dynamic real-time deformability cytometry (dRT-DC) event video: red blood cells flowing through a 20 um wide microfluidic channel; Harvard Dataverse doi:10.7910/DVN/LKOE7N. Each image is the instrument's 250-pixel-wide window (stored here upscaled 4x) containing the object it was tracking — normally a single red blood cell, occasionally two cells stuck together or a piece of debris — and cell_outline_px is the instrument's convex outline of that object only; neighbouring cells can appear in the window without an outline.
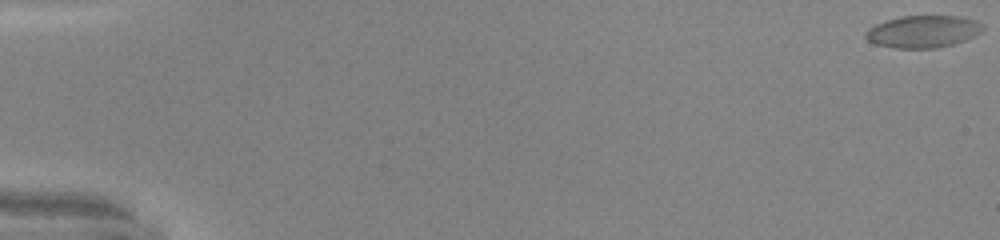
{"species": "common noctule bat (a hibernating species)", "species_latin": "Nyctalus noctula", "temperature_condition": "warm", "stored_images_in_passage": 52, "camera_frame_rate_fps": 3000, "um_per_image_px": 0.085, "animal": {"sex": "male", "body_mass_g": 20.0, "forearm_length_mm": 53.3}, "frame": {"image": 1, "passage_image": 1, "time_ms": 0.0, "image_size_px": [1000, 240], "cell_outline_px": [[984, 28], [980, 32], [964, 40], [952, 44], [936, 48], [896, 48], [876, 44], [868, 40], [864, 36], [864, 32], [868, 28], [876, 24], [900, 16], [960, 16], [972, 20], [980, 24]], "centroid_in_image_um": [78.4, 2.68], "position_along_channel_um": 6.6, "area_um2": 21.68}}
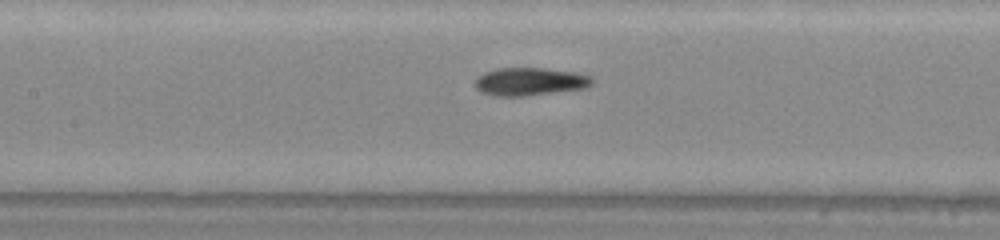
{"frame": {"image": 2, "passage_image": 26, "time_ms": 8.333, "image_size_px": [1000, 240], "cell_outline_px": [[592, 84], [588, 88], [524, 96], [492, 96], [480, 92], [476, 88], [476, 76], [484, 72], [496, 68], [544, 68], [572, 72], [588, 76], [592, 80]], "centroid_in_image_um": [44.98, 6.94], "position_along_channel_um": 162.4, "area_um2": 19.07}}
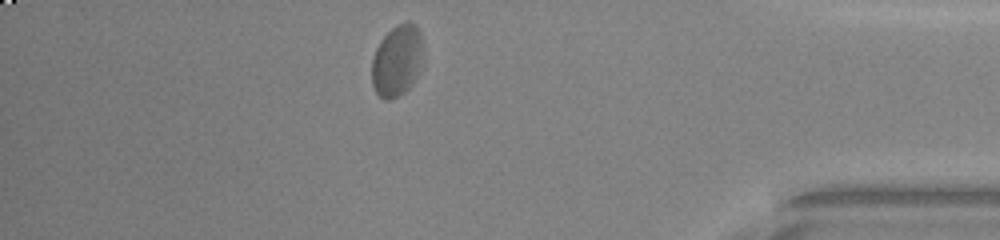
{"frame": {"image": 3, "passage_image": 46, "time_ms": 15.0, "image_size_px": [1000, 240], "cell_outline_px": [[420, 56], [416, 76], [412, 84], [404, 92], [388, 100], [384, 100], [376, 92], [372, 84], [372, 60], [376, 48], [380, 40], [396, 24], [408, 20], [416, 24], [420, 32]], "centroid_in_image_um": [33.7, 5.13], "position_along_channel_um": 401.5, "area_um2": 20.87}, "authors_computed_cell_mechanics": {"area_um2": 20.0855, "velocity_mm_per_s": 4.0863, "shape_relaxation_time_tau1_ms": 3.6478, "shape_relaxation_time_tau2_ms": 1.1939, "deformation_change_tau1": 0.1399, "deformation_change_tau2": 0.0679}}